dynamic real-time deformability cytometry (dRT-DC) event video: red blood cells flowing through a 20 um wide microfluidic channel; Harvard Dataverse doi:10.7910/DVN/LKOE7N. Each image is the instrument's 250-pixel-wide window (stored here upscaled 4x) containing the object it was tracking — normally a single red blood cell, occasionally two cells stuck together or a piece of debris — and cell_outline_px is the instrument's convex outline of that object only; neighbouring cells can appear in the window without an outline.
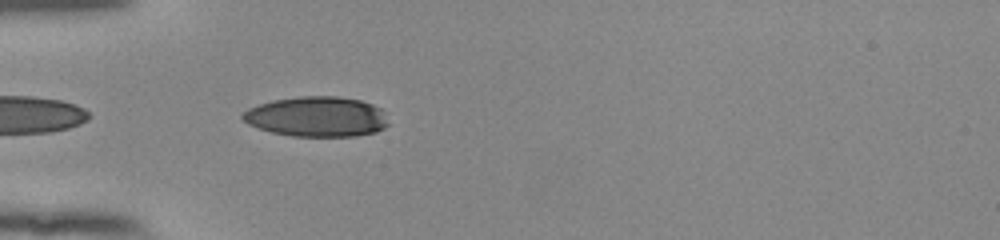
{"species": "human", "species_latin": "Homo sapiens", "temperature_condition": "room temperature", "stored_images_in_passage": 19, "camera_frame_rate_fps": 3000, "um_per_image_px": 0.085, "donor": {"sex": "female"}, "frame": {"image": 1, "passage_image": 2, "time_ms": 0.333, "image_size_px": [1000, 240], "cell_outline_px": [[388, 124], [384, 128], [376, 132], [356, 136], [292, 136], [272, 132], [248, 124], [240, 116], [248, 108], [272, 100], [300, 96], [340, 96], [360, 100], [372, 104], [380, 108], [384, 112]], "centroid_in_image_um": [26.94, 9.91], "position_along_channel_um": 58.1, "area_um2": 34.1}}
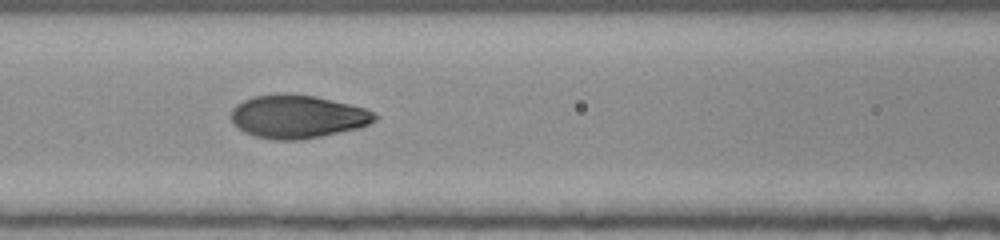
{"frame": {"image": 2, "passage_image": 9, "time_ms": 2.667, "image_size_px": [1000, 240], "cell_outline_px": [[380, 116], [376, 120], [368, 124], [356, 128], [320, 136], [296, 140], [276, 140], [256, 136], [244, 132], [232, 120], [232, 108], [236, 104], [252, 96], [316, 96], [364, 108], [376, 112]], "centroid_in_image_um": [25.32, 9.93], "position_along_channel_um": 141.3, "area_um2": 35.14}}
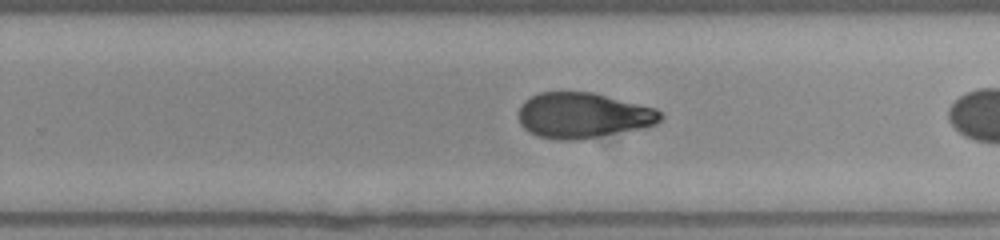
{"frame": {"image": 3, "passage_image": 17, "time_ms": 5.333, "image_size_px": [1000, 240], "cell_outline_px": [[664, 116], [656, 124], [644, 128], [580, 140], [560, 140], [540, 136], [528, 132], [520, 124], [520, 108], [524, 100], [540, 92], [592, 92], [656, 108], [664, 112]], "centroid_in_image_um": [49.6, 9.81], "position_along_channel_um": 280.2, "area_um2": 37.74}}